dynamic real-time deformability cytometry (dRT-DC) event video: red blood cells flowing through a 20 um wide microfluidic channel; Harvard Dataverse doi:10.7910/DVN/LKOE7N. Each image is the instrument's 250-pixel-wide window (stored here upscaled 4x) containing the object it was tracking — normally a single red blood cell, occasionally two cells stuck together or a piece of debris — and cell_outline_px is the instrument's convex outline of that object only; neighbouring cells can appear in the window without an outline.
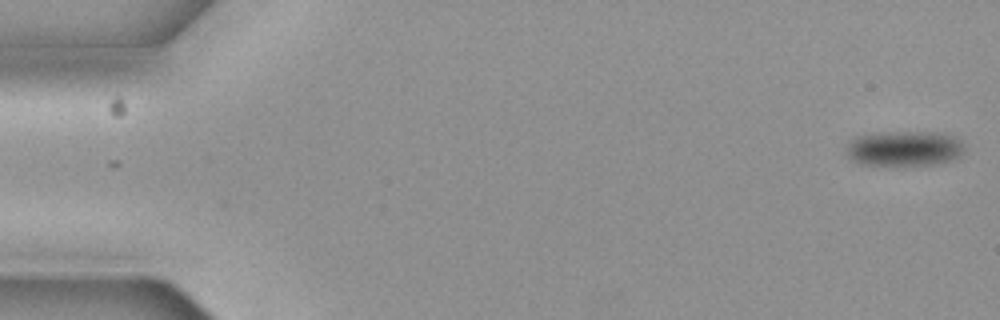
{"species": "common noctule bat (a hibernating species)", "species_latin": "Nyctalus noctula", "temperature_condition": "cold", "stored_images_in_passage": 2, "camera_frame_rate_fps": 3000, "um_per_image_px": 0.085, "animal": {"sex": "female", "body_mass_g": 19.3, "forearm_length_mm": 54.1}, "frame": {"image": 1, "passage_image": 2, "time_ms": 0.333, "image_size_px": [1000, 320], "cell_outline_px": [[968, 152], [964, 156], [952, 160], [932, 164], [860, 164], [852, 160], [848, 156], [844, 144], [848, 140], [856, 136], [876, 132], [932, 132], [956, 136], [964, 144]], "centroid_in_image_um": [76.89, 12.6], "position_along_channel_um": 8.1, "area_um2": 24.68}}